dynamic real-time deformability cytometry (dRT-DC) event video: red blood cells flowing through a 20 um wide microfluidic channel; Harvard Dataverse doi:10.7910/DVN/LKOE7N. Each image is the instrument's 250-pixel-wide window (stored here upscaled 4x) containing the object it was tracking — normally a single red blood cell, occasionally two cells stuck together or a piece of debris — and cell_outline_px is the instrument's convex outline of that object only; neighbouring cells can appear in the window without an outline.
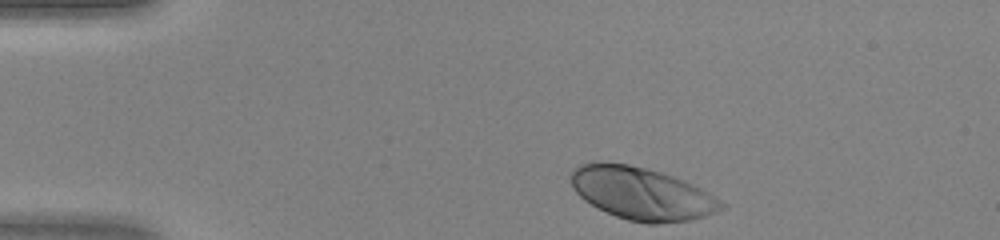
{"species": "human", "species_latin": "Homo sapiens", "temperature_condition": "warm", "stored_images_in_passage": 33, "camera_frame_rate_fps": 3000, "um_per_image_px": 0.085, "donor": {"sex": "female"}, "frame": {"image": 1, "passage_image": 1, "time_ms": 0.0, "image_size_px": [1000, 240], "cell_outline_px": [[728, 204], [724, 208], [716, 212], [692, 220], [656, 224], [648, 224], [628, 220], [616, 216], [584, 200], [572, 188], [568, 176], [580, 164], [604, 160], [628, 164], [660, 172], [684, 180], [700, 188]], "centroid_in_image_um": [54.54, 16.44], "position_along_channel_um": 30.5, "area_um2": 46.18}}
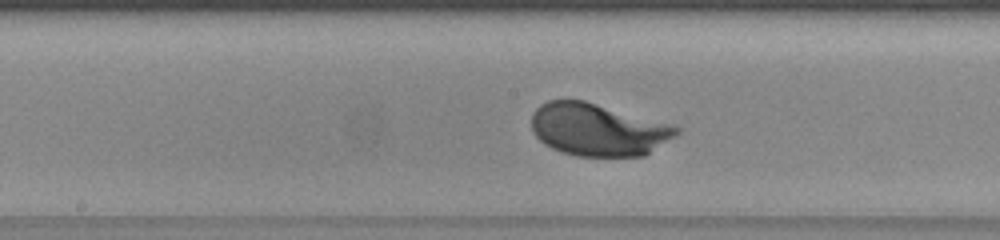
{"frame": {"image": 2, "passage_image": 17, "time_ms": 5.333, "image_size_px": [1000, 240], "cell_outline_px": [[680, 132], [676, 136], [644, 156], [576, 156], [560, 152], [544, 144], [532, 132], [532, 112], [540, 104], [548, 100], [584, 100], [672, 124], [680, 128]], "centroid_in_image_um": [50.82, 11.02], "position_along_channel_um": 197.4, "area_um2": 44.51}}
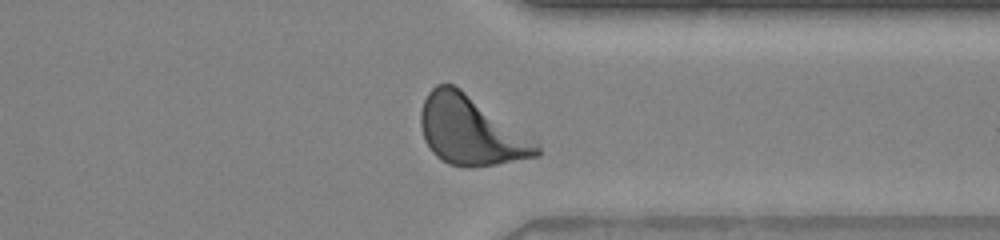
{"frame": {"image": 3, "passage_image": 29, "time_ms": 9.333, "image_size_px": [1000, 240], "cell_outline_px": [[540, 156], [496, 164], [472, 168], [464, 168], [448, 164], [440, 160], [432, 152], [424, 140], [420, 124], [420, 112], [424, 100], [428, 92], [436, 84], [452, 84], [460, 88], [540, 144]], "centroid_in_image_um": [39.98, 11.13], "position_along_channel_um": 371.4, "area_um2": 46.53}}